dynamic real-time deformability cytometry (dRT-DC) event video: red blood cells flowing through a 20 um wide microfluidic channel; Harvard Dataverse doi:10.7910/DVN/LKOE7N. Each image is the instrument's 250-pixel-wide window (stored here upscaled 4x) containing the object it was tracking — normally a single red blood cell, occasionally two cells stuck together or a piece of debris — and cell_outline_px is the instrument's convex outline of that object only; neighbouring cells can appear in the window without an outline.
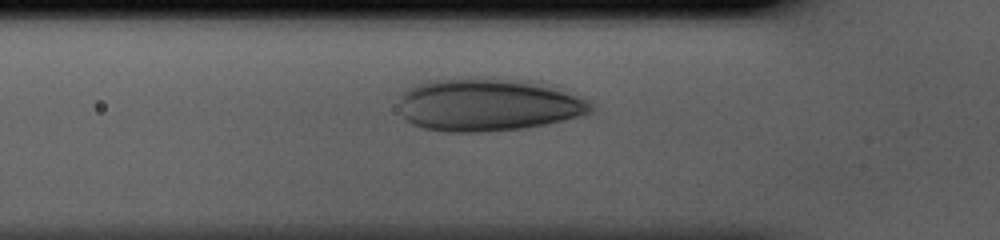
{"species": "human", "species_latin": "Homo sapiens", "temperature_condition": "cold", "stored_images_in_passage": 30, "camera_frame_rate_fps": 3000, "um_per_image_px": 0.085, "donor": {"sex": "male"}, "frame": {"image": 1, "passage_image": 5, "time_ms": 1.333, "image_size_px": [1000, 240], "cell_outline_px": [[596, 108], [592, 112], [580, 116], [564, 120], [524, 128], [480, 132], [448, 132], [424, 128], [412, 124], [404, 116], [404, 92], [412, 84], [428, 80], [488, 76], [524, 80], [556, 84], [588, 100]], "centroid_in_image_um": [41.62, 8.86], "position_along_channel_um": 84.2, "area_um2": 59.88}}
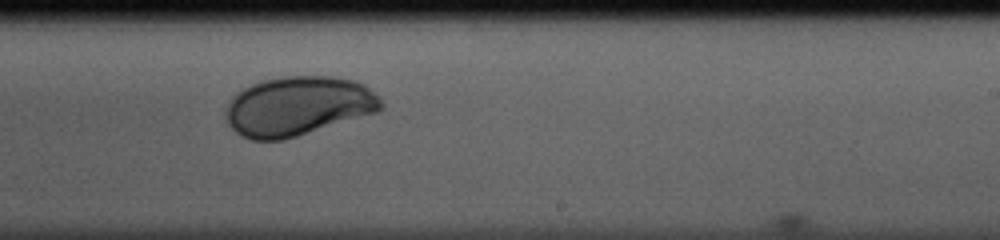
{"frame": {"image": 2, "passage_image": 18, "time_ms": 5.667, "image_size_px": [1000, 240], "cell_outline_px": [[384, 108], [380, 112], [284, 140], [252, 140], [240, 136], [228, 124], [224, 112], [232, 96], [244, 88], [252, 84], [264, 80], [284, 76], [332, 76], [352, 80], [364, 84], [384, 104]], "centroid_in_image_um": [25.34, 9.03], "position_along_channel_um": 263.7, "area_um2": 53.93}}
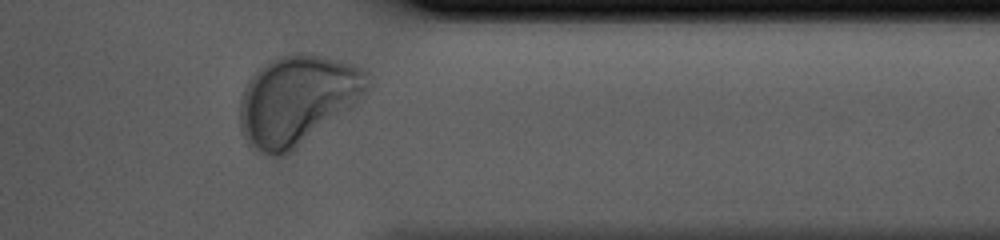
{"frame": {"image": 3, "passage_image": 27, "time_ms": 8.667, "image_size_px": [1000, 240], "cell_outline_px": [[372, 84], [356, 104], [352, 108], [296, 148], [284, 156], [272, 156], [248, 144], [240, 132], [240, 100], [244, 88], [248, 80], [268, 60], [276, 56], [292, 52], [300, 52], [340, 60], [364, 68], [372, 76]], "centroid_in_image_um": [25.3, 8.47], "position_along_channel_um": 386.1, "area_um2": 67.11}}